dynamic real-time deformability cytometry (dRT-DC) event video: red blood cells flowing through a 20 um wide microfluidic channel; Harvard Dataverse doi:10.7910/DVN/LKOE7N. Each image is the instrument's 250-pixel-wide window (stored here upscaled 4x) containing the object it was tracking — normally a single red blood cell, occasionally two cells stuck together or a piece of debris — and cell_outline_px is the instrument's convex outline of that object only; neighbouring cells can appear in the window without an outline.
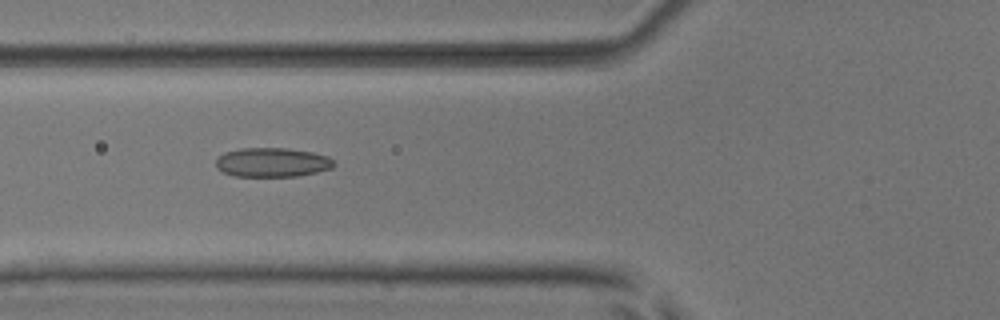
{"species": "common noctule bat (a hibernating species)", "species_latin": "Nyctalus noctula", "temperature_condition": "room temperature", "stored_images_in_passage": 5, "camera_frame_rate_fps": 3000, "um_per_image_px": 0.085, "animal": {"sex": "male", "body_mass_g": 17.9, "forearm_length_mm": 54.2}, "frame": {"image": 1, "passage_image": 5, "time_ms": 4.667, "image_size_px": [1000, 320], "cell_outline_px": [[336, 164], [332, 168], [316, 172], [296, 176], [232, 176], [220, 172], [216, 168], [216, 160], [224, 152], [240, 148], [288, 148], [312, 152], [328, 156]], "centroid_in_image_um": [23.11, 13.8], "position_along_channel_um": 102.7, "area_um2": 20.23}}